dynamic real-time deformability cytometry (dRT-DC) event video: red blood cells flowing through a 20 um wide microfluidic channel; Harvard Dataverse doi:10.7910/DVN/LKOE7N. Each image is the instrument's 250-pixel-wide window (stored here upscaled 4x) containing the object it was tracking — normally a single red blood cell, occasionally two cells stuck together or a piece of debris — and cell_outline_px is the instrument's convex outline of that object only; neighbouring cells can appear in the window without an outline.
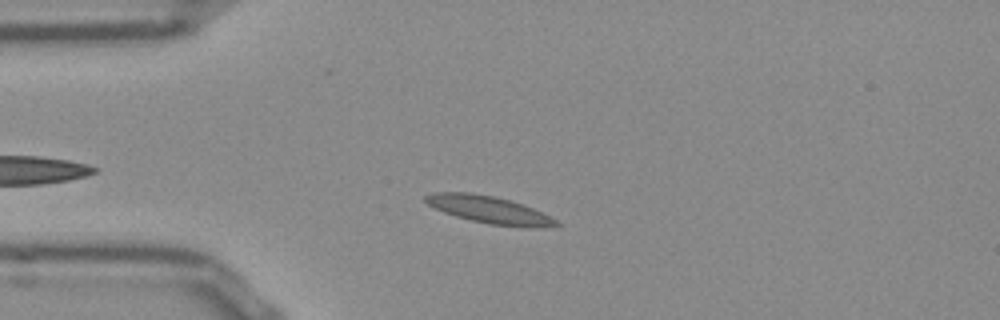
{"species": "Egyptian fruit bat (a non-hibernating species)", "species_latin": "Rousettus aegyptiacus", "temperature_condition": "room temperature", "stored_images_in_passage": 36, "camera_frame_rate_fps": 3000, "um_per_image_px": 0.085, "frame": {"image": 1, "passage_image": 7, "time_ms": 2.0, "image_size_px": [1000, 320], "cell_outline_px": [[560, 224], [488, 224], [456, 216], [444, 212], [428, 204], [424, 200], [424, 196], [432, 192], [468, 192], [492, 196], [524, 204], [556, 220]], "centroid_in_image_um": [41.35, 17.75], "position_along_channel_um": 43.6, "area_um2": 19.36}}
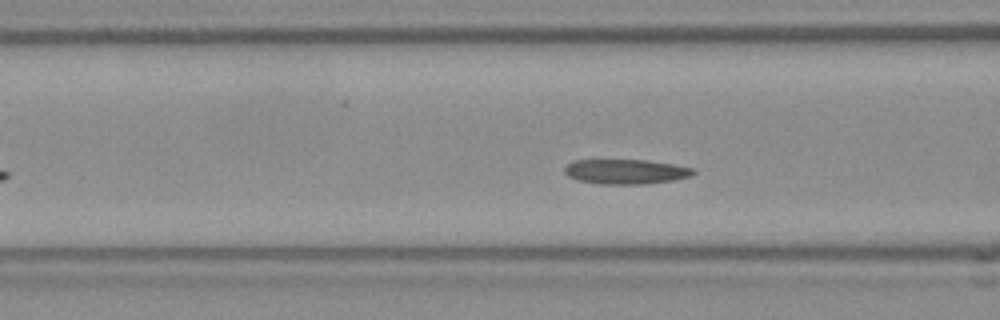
{"frame": {"image": 2, "passage_image": 14, "time_ms": 4.333, "image_size_px": [1000, 320], "cell_outline_px": [[696, 172], [692, 176], [672, 180], [644, 184], [596, 184], [576, 180], [568, 176], [564, 172], [564, 168], [572, 160], [648, 160], [696, 168]], "centroid_in_image_um": [53.19, 14.59], "position_along_channel_um": 113.4, "area_um2": 18.79}}
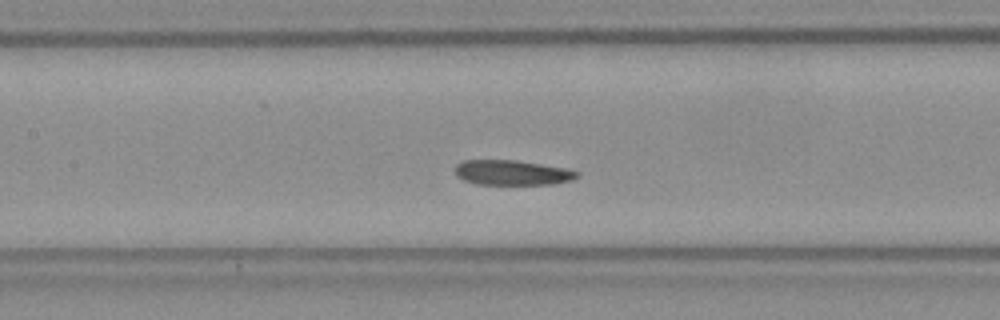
{"frame": {"image": 3, "passage_image": 18, "time_ms": 5.667, "image_size_px": [1000, 320], "cell_outline_px": [[580, 176], [572, 180], [552, 184], [476, 184], [464, 180], [456, 176], [456, 164], [464, 160], [516, 160], [568, 168], [580, 172]], "centroid_in_image_um": [43.57, 14.67], "position_along_channel_um": 163.8, "area_um2": 17.86}, "authors_computed_cell_mechanics": {"area_um2": 18.8428, "velocity_mm_per_s": 3.7683, "shape_relaxation_time_tau1_ms": 8.242, "shape_relaxation_time_tau2_ms": 3.6176, "deformation_change_tau1": 0.1625, "deformation_change_tau2": 0.0836}}